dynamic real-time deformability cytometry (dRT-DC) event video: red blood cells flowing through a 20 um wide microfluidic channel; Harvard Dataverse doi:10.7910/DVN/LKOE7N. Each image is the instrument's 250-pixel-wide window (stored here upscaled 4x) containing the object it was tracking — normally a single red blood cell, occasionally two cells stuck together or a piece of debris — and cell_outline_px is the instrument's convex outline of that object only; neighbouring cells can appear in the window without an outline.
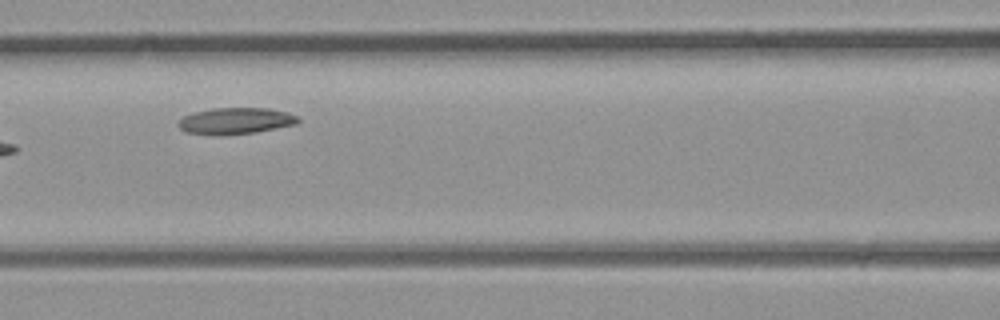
{"species": "common noctule bat (a hibernating species)", "species_latin": "Nyctalus noctula", "temperature_condition": "room temperature", "stored_images_in_passage": 5, "camera_frame_rate_fps": 3000, "um_per_image_px": 0.085, "animal": {"sex": "male", "body_mass_g": 23.1, "forearm_length_mm": 52.7}, "frame": {"image": 1, "passage_image": 4, "time_ms": 1.0, "image_size_px": [1000, 320], "cell_outline_px": [[300, 120], [296, 124], [256, 132], [220, 136], [216, 136], [184, 132], [176, 124], [184, 116], [192, 112], [212, 108], [268, 108], [288, 112], [300, 116]], "centroid_in_image_um": [20.01, 10.28], "position_along_channel_um": 146.6, "area_um2": 18.79}}